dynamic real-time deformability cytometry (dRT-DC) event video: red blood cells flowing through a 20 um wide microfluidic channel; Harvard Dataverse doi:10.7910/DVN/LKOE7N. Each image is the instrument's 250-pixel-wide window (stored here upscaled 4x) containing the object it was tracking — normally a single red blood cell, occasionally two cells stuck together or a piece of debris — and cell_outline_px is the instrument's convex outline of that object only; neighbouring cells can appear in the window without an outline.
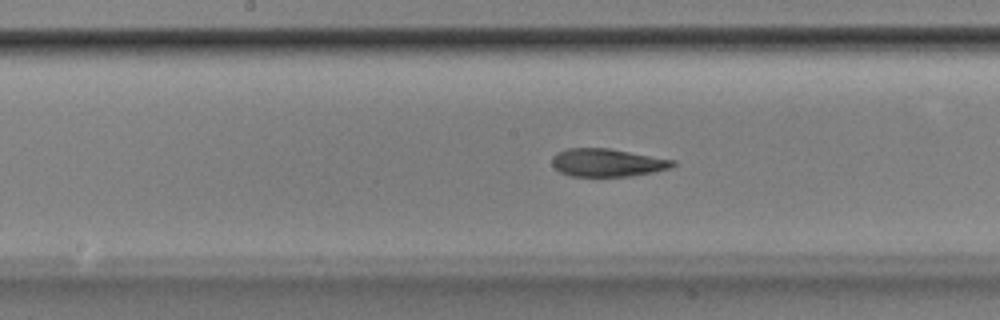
{"species": "Egyptian fruit bat (a non-hibernating species)", "species_latin": "Rousettus aegyptiacus", "temperature_condition": "room temperature", "stored_images_in_passage": 45, "camera_frame_rate_fps": 3000, "um_per_image_px": 0.085, "animal": {"sex": "male"}, "frame": {"image": 1, "passage_image": 25, "time_ms": 8.0, "image_size_px": [1000, 320], "cell_outline_px": [[676, 164], [668, 168], [656, 172], [632, 176], [572, 176], [560, 172], [552, 164], [552, 156], [556, 152], [568, 148], [608, 148], [676, 160]], "centroid_in_image_um": [51.62, 13.82], "position_along_channel_um": 196.6, "area_um2": 19.71}}
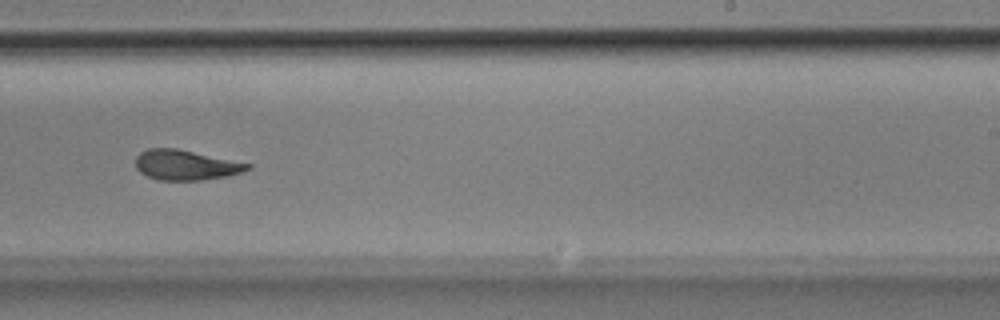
{"frame": {"image": 2, "passage_image": 31, "time_ms": 10.0, "image_size_px": [1000, 320], "cell_outline_px": [[252, 168], [244, 172], [228, 176], [200, 180], [160, 180], [148, 176], [140, 172], [136, 168], [136, 156], [140, 152], [148, 148], [176, 148], [252, 164]], "centroid_in_image_um": [15.81, 14.02], "position_along_channel_um": 273.2, "area_um2": 19.65}}
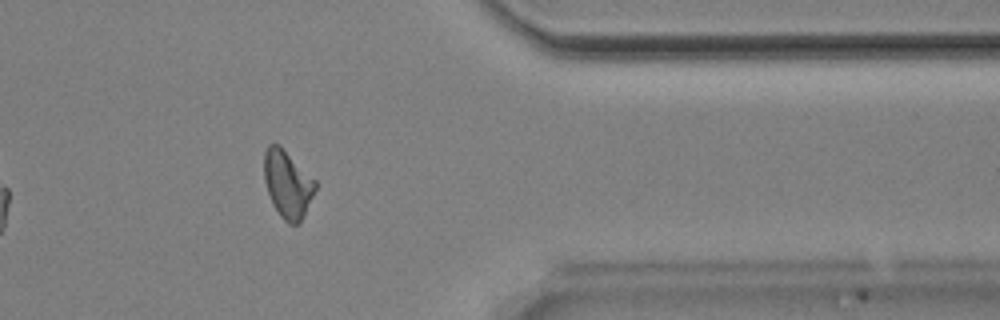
{"frame": {"image": 3, "passage_image": 41, "time_ms": 13.333, "image_size_px": [1000, 320], "cell_outline_px": [[316, 188], [304, 216], [300, 224], [288, 224], [280, 216], [272, 204], [264, 180], [264, 152], [268, 144], [280, 144], [316, 180]], "centroid_in_image_um": [24.44, 15.64], "position_along_channel_um": 387.0, "area_um2": 20.35}, "authors_computed_cell_mechanics": {"area_um2": 20.6346, "velocity_mm_per_s": 3.8497, "shape_relaxation_time_tau1_ms": 4.0485, "shape_relaxation_time_tau2_ms": 2.7429, "deformation_change_tau1": 0.1633, "deformation_change_tau2": 0.0936}}